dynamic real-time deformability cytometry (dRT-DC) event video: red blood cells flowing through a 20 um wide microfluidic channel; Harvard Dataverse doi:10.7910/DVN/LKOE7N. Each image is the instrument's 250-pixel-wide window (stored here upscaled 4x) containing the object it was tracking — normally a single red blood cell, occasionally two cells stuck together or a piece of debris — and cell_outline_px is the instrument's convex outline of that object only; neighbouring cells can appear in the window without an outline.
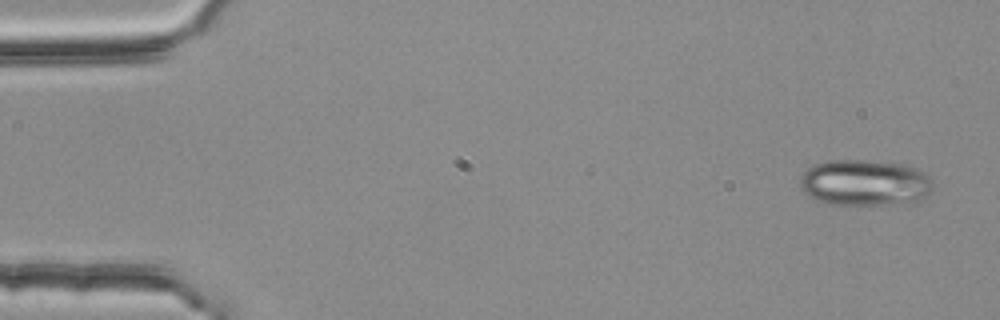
{"species": "common noctule bat (a hibernating species)", "species_latin": "Nyctalus noctula", "temperature_condition": "room temperature", "stored_images_in_passage": 4, "camera_frame_rate_fps": 3000, "um_per_image_px": 0.085, "animal": {"sex": "female", "body_mass_g": 25.1}, "frame": {"image": 1, "passage_image": 1, "time_ms": 0.0, "image_size_px": [1000, 320], "cell_outline_px": [[932, 184], [928, 192], [920, 200], [880, 204], [828, 204], [816, 200], [804, 192], [800, 184], [800, 176], [812, 164], [828, 160], [864, 160], [904, 164], [916, 168], [924, 172], [932, 180]], "centroid_in_image_um": [73.45, 15.51], "position_along_channel_um": 11.5, "area_um2": 35.43}}